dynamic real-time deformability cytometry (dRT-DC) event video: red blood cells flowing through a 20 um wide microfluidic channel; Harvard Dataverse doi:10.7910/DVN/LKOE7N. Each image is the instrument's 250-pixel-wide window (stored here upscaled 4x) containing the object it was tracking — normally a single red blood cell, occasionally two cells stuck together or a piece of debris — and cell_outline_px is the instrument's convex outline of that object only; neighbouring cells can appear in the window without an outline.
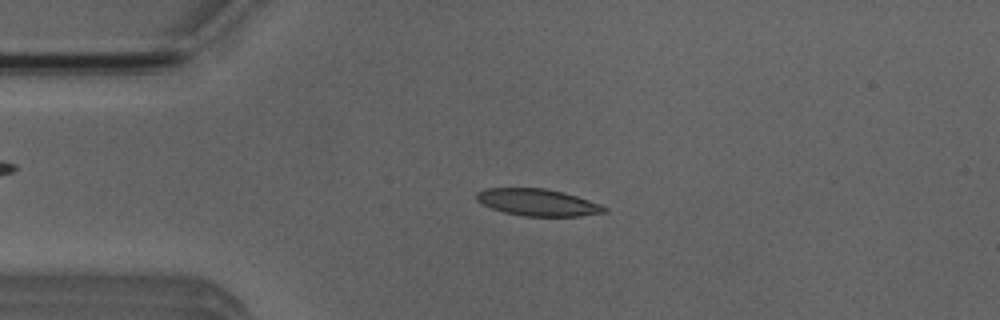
{"species": "Egyptian fruit bat (a non-hibernating species)", "species_latin": "Rousettus aegyptiacus", "temperature_condition": "room temperature", "stored_images_in_passage": 5, "camera_frame_rate_fps": 3000, "um_per_image_px": 0.085, "animal": {"sex": "male"}, "frame": {"image": 1, "passage_image": 4, "time_ms": 3.333, "image_size_px": [1000, 320], "cell_outline_px": [[608, 212], [580, 216], [524, 216], [504, 212], [492, 208], [476, 200], [476, 192], [484, 188], [544, 188], [564, 192], [600, 204], [608, 208]], "centroid_in_image_um": [45.71, 17.2], "position_along_channel_um": 39.3, "area_um2": 20.06}}